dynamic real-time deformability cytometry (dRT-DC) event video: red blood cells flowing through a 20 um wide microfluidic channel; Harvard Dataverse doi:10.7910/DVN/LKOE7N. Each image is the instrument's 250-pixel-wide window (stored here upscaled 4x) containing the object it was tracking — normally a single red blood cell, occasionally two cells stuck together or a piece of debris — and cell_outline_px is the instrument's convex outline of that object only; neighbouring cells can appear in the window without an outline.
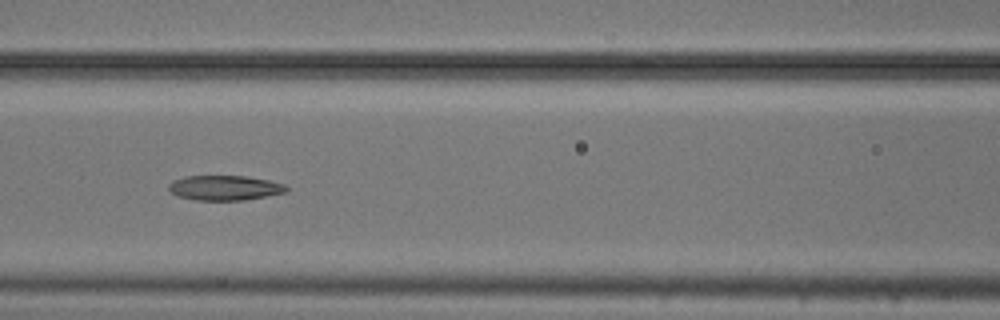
{"species": "common noctule bat (a hibernating species)", "species_latin": "Nyctalus noctula", "temperature_condition": "cold", "stored_images_in_passage": 8, "camera_frame_rate_fps": 3000, "um_per_image_px": 0.085, "animal": {"sex": "male", "body_mass_g": 20.5, "forearm_length_mm": 52.5}, "frame": {"image": 1, "passage_image": 7, "time_ms": 2.0, "image_size_px": [1000, 320], "cell_outline_px": [[288, 192], [244, 200], [196, 200], [176, 196], [168, 188], [168, 184], [172, 180], [184, 176], [248, 176], [268, 180], [284, 184], [288, 188]], "centroid_in_image_um": [19.09, 15.96], "position_along_channel_um": 147.5, "area_um2": 17.17}}
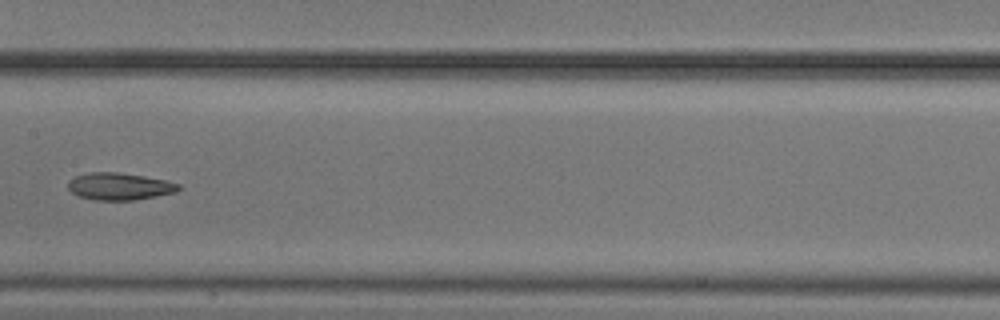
{"frame": {"image": 2, "passage_image": 8, "time_ms": 2.333, "image_size_px": [1000, 320], "cell_outline_px": [[180, 188], [176, 192], [156, 196], [132, 200], [96, 200], [80, 196], [72, 192], [68, 188], [68, 180], [76, 176], [88, 172], [116, 172], [144, 176], [164, 180], [180, 184]], "centroid_in_image_um": [10.14, 15.84], "position_along_channel_um": 197.3, "area_um2": 17.34}}